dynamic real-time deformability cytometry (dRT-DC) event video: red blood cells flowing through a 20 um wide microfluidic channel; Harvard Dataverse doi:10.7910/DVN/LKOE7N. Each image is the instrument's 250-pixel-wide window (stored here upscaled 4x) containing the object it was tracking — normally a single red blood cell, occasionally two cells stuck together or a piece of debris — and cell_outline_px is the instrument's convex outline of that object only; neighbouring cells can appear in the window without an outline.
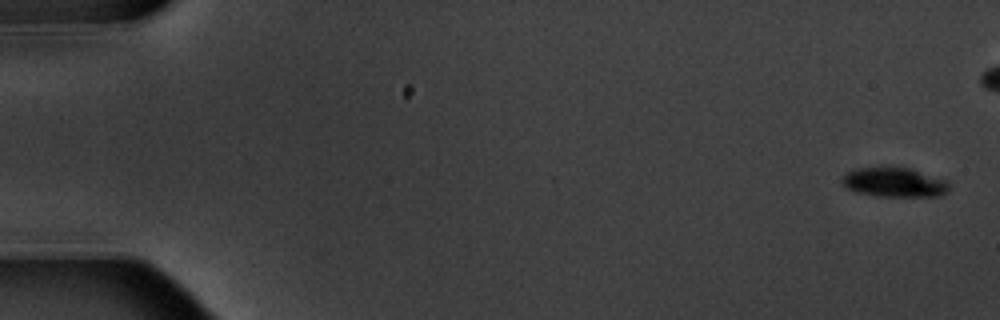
{"species": "common noctule bat (a hibernating species)", "species_latin": "Nyctalus noctula", "temperature_condition": "warm", "stored_images_in_passage": 9, "camera_frame_rate_fps": 3000, "um_per_image_px": 0.085, "animal": {"sex": "male", "body_mass_g": 20.1, "forearm_length_mm": 53.5}, "frame": {"image": 1, "passage_image": 1, "time_ms": 0.0, "image_size_px": [1000, 320], "cell_outline_px": [[948, 192], [940, 196], [876, 196], [856, 192], [848, 188], [840, 180], [848, 172], [856, 168], [908, 168], [948, 180]], "centroid_in_image_um": [76.04, 15.51], "position_along_channel_um": 9.0, "area_um2": 18.09}}
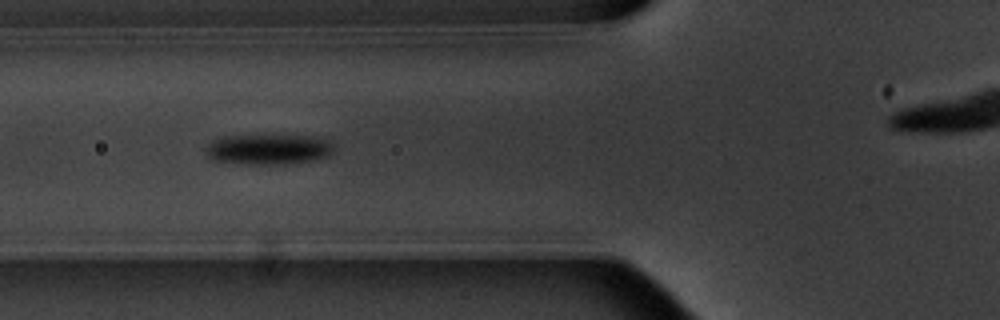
{"frame": {"image": 2, "passage_image": 7, "time_ms": 7.0, "image_size_px": [1000, 320], "cell_outline_px": [[332, 152], [328, 156], [316, 160], [284, 164], [248, 164], [212, 160], [204, 152], [208, 144], [224, 136], [320, 136], [328, 140], [332, 144]], "centroid_in_image_um": [22.84, 12.7], "position_along_channel_um": 103.0, "area_um2": 22.54}}